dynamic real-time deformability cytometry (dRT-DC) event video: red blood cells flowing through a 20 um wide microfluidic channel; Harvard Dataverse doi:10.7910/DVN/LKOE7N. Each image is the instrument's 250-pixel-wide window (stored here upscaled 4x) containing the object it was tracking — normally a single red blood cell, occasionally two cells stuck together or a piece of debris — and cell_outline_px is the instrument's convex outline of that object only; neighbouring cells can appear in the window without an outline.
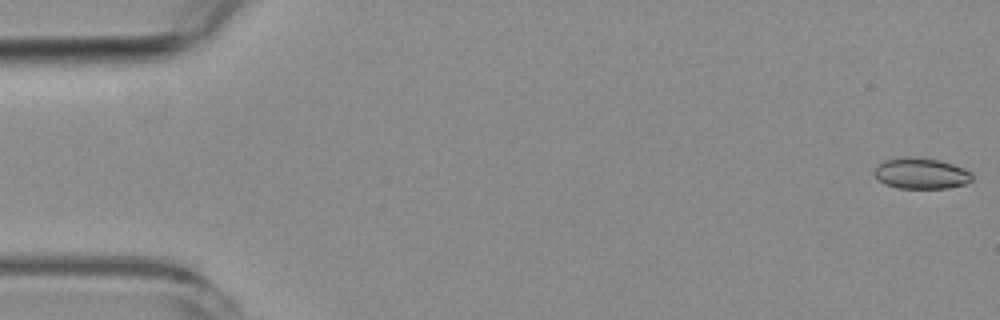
{"species": "common noctule bat (a hibernating species)", "species_latin": "Nyctalus noctula", "temperature_condition": "room temperature", "stored_images_in_passage": 4, "camera_frame_rate_fps": 3000, "um_per_image_px": 0.085, "animal": {"sex": "female", "body_mass_g": 19.3, "forearm_length_mm": 54.1}, "frame": {"image": 1, "passage_image": 1, "time_ms": 0.0, "image_size_px": [1000, 320], "cell_outline_px": [[972, 180], [964, 184], [948, 188], [900, 188], [884, 184], [872, 172], [876, 164], [884, 160], [900, 156], [916, 156], [940, 160], [964, 168], [972, 172]], "centroid_in_image_um": [78.26, 14.71], "position_along_channel_um": 6.7, "area_um2": 17.98}}
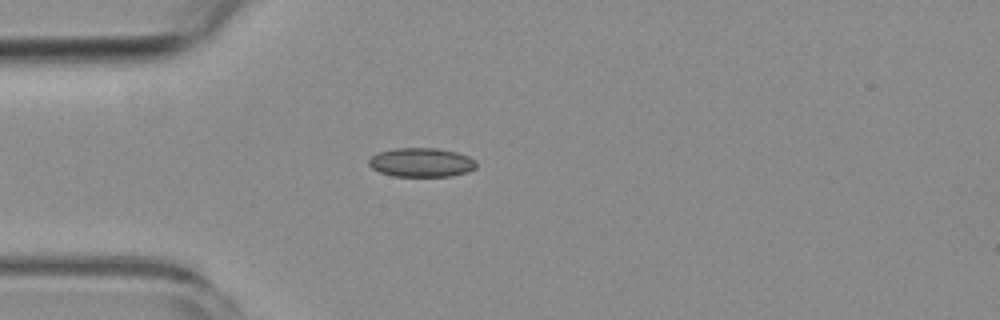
{"frame": {"image": 2, "passage_image": 4, "time_ms": 4.667, "image_size_px": [1000, 320], "cell_outline_px": [[476, 168], [468, 172], [452, 176], [392, 176], [380, 172], [372, 168], [368, 164], [368, 160], [372, 156], [380, 152], [396, 148], [436, 148], [456, 152], [468, 156], [476, 160]], "centroid_in_image_um": [35.83, 13.81], "position_along_channel_um": 49.2, "area_um2": 18.21}}